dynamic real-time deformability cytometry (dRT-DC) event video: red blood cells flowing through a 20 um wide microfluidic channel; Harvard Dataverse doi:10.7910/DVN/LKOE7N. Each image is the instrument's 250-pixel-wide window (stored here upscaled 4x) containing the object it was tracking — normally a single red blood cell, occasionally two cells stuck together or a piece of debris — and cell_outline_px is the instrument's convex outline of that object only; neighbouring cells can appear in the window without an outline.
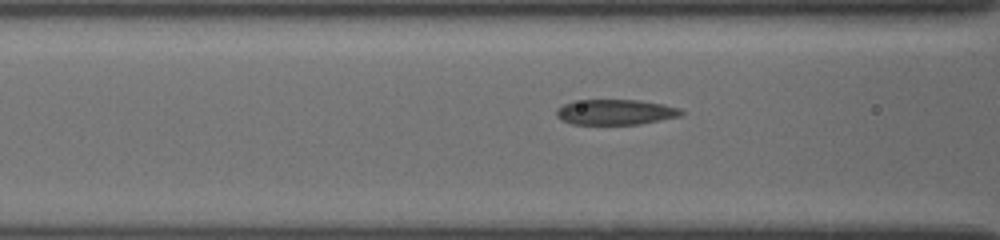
{"species": "common noctule bat (a hibernating species)", "species_latin": "Nyctalus noctula", "temperature_condition": "cold", "stored_images_in_passage": 12, "camera_frame_rate_fps": 3000, "um_per_image_px": 0.085, "animal": {"sex": "female", "body_mass_g": 19.5, "forearm_length_mm": 54.1}, "frame": {"image": 1, "passage_image": 6, "time_ms": 1.667, "image_size_px": [1000, 240], "cell_outline_px": [[684, 112], [680, 116], [640, 124], [572, 124], [560, 120], [556, 116], [556, 108], [572, 100], [640, 100], [660, 104], [676, 108]], "centroid_in_image_um": [52.23, 9.53], "position_along_channel_um": 114.4, "area_um2": 18.38}}
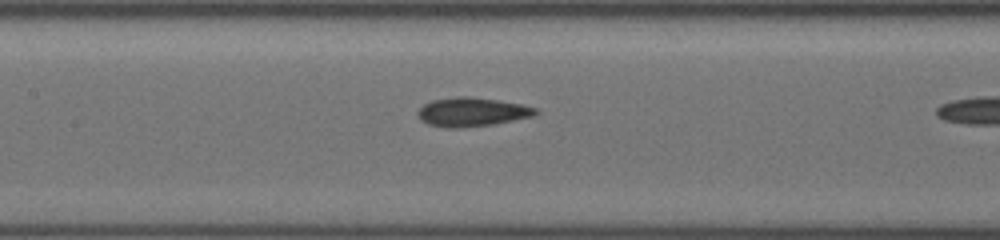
{"frame": {"image": 2, "passage_image": 10, "time_ms": 3.0, "image_size_px": [1000, 240], "cell_outline_px": [[540, 112], [532, 116], [492, 124], [456, 128], [448, 128], [428, 124], [420, 120], [416, 112], [424, 104], [432, 100], [456, 96], [468, 96], [496, 100], [520, 104], [536, 108]], "centroid_in_image_um": [40.07, 9.51], "position_along_channel_um": 167.3, "area_um2": 19.65}}